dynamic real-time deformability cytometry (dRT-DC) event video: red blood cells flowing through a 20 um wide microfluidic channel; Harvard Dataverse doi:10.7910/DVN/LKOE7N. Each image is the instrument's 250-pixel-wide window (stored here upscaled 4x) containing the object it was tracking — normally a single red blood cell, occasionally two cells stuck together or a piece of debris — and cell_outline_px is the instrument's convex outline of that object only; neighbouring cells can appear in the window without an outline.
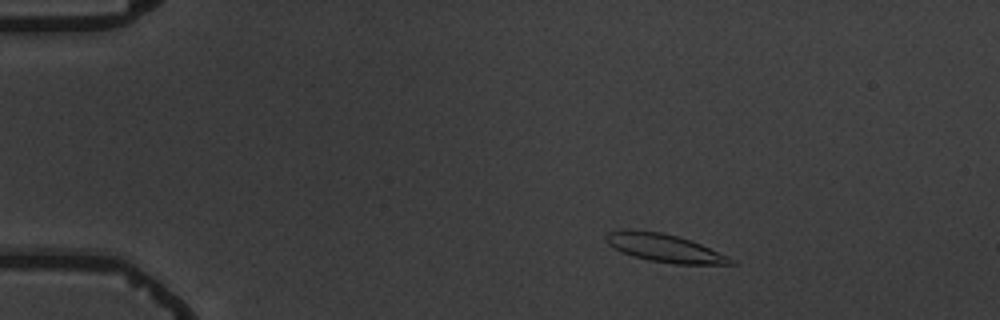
{"species": "common noctule bat (a hibernating species)", "species_latin": "Nyctalus noctula", "temperature_condition": "warm", "stored_images_in_passage": 6, "camera_frame_rate_fps": 3000, "um_per_image_px": 0.085, "animal": {"sex": "male", "body_mass_g": 19.5, "forearm_length_mm": 54.6}, "frame": {"image": 1, "passage_image": 3, "time_ms": 2.333, "image_size_px": [1000, 320], "cell_outline_px": [[740, 264], [676, 264], [648, 260], [632, 256], [608, 244], [604, 236], [608, 232], [620, 228], [624, 228], [660, 232], [676, 236], [700, 244], [728, 256], [736, 260]], "centroid_in_image_um": [56.47, 21.07], "position_along_channel_um": 28.5, "area_um2": 20.35}}